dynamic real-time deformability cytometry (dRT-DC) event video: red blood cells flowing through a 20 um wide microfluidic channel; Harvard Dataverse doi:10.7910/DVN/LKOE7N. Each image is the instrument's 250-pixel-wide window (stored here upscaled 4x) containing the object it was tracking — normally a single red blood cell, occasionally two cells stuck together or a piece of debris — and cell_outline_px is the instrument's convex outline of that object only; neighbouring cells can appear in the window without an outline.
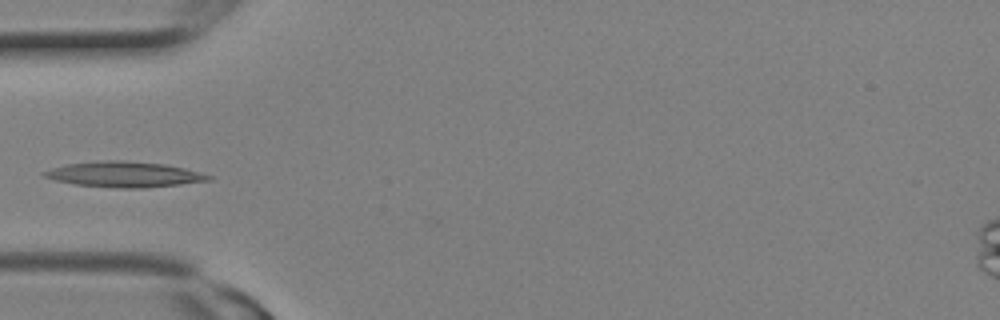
{"species": "Egyptian fruit bat (a non-hibernating species)", "species_latin": "Rousettus aegyptiacus", "temperature_condition": "room temperature", "stored_images_in_passage": 8, "camera_frame_rate_fps": 3000, "um_per_image_px": 0.085, "animal": {"sex": "female"}, "frame": {"image": 1, "passage_image": 4, "time_ms": 1.0, "image_size_px": [1000, 320], "cell_outline_px": [[212, 180], [180, 184], [144, 188], [120, 188], [76, 184], [56, 180], [44, 176], [40, 172], [52, 168], [68, 164], [104, 160], [120, 160], [164, 164], [184, 168], [212, 176]], "centroid_in_image_um": [10.56, 14.82], "position_along_channel_um": 74.4, "area_um2": 24.1}}
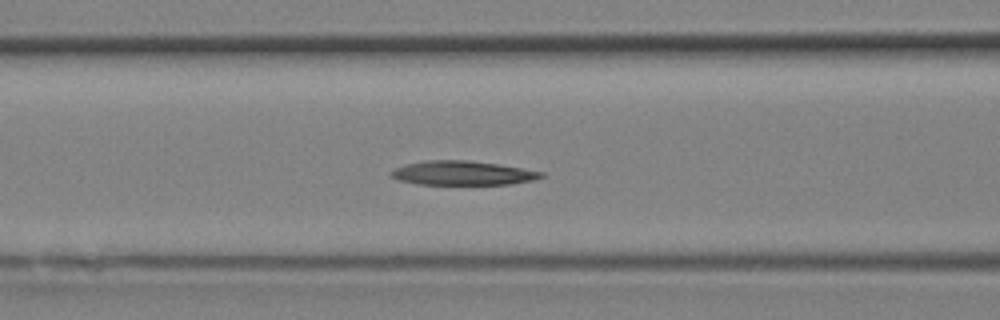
{"frame": {"image": 2, "passage_image": 6, "time_ms": 1.667, "image_size_px": [1000, 320], "cell_outline_px": [[544, 176], [532, 180], [512, 184], [416, 184], [400, 180], [388, 176], [388, 172], [392, 168], [404, 164], [424, 160], [468, 160], [500, 164], [544, 172]], "centroid_in_image_um": [39.24, 14.7], "position_along_channel_um": 127.4, "area_um2": 21.39}}
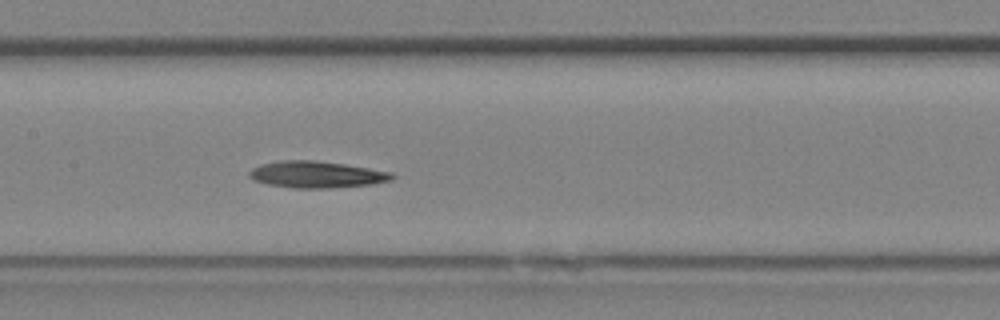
{"frame": {"image": 3, "passage_image": 8, "time_ms": 2.333, "image_size_px": [1000, 320], "cell_outline_px": [[396, 176], [392, 180], [372, 184], [328, 188], [292, 188], [268, 184], [252, 180], [248, 176], [248, 172], [252, 168], [260, 164], [280, 160], [312, 160], [344, 164], [392, 172]], "centroid_in_image_um": [26.88, 14.83], "position_along_channel_um": 180.5, "area_um2": 22.25}}